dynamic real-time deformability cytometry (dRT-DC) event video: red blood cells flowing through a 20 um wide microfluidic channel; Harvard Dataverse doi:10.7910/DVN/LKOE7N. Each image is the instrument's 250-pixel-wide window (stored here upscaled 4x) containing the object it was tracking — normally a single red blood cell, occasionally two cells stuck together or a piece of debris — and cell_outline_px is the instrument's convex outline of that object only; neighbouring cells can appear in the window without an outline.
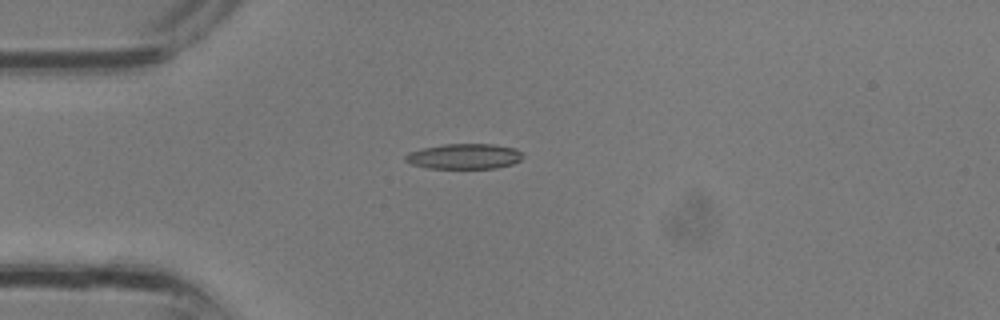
{"species": "common noctule bat (a hibernating species)", "species_latin": "Nyctalus noctula", "temperature_condition": "room temperature", "stored_images_in_passage": 25, "camera_frame_rate_fps": 3000, "um_per_image_px": 0.085, "animal": {"sex": "male", "body_mass_g": 13.3}, "frame": {"image": 1, "passage_image": 1, "time_ms": 0.0, "image_size_px": [1000, 320], "cell_outline_px": [[520, 160], [512, 164], [496, 168], [428, 168], [412, 164], [404, 160], [404, 156], [408, 152], [424, 148], [444, 144], [492, 144], [516, 148], [520, 152]], "centroid_in_image_um": [39.43, 13.29], "position_along_channel_um": 45.6, "area_um2": 17.17}}
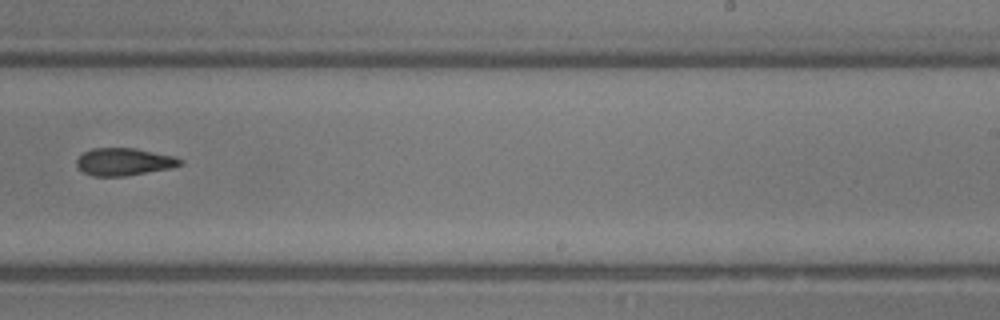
{"frame": {"image": 2, "passage_image": 13, "time_ms": 4.0, "image_size_px": [1000, 320], "cell_outline_px": [[184, 164], [172, 168], [124, 176], [92, 176], [76, 168], [76, 160], [84, 152], [92, 148], [136, 148], [176, 156], [184, 160]], "centroid_in_image_um": [10.58, 13.75], "position_along_channel_um": 278.4, "area_um2": 16.82}}
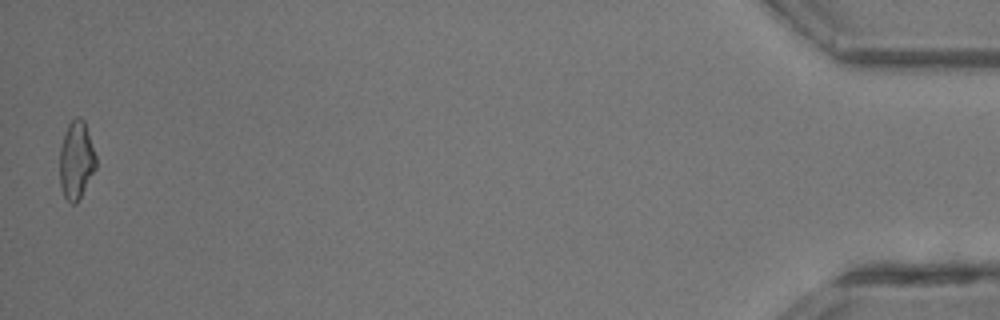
{"frame": {"image": 3, "passage_image": 25, "time_ms": 8.0, "image_size_px": [1000, 320], "cell_outline_px": [[96, 168], [76, 204], [72, 204], [64, 196], [60, 184], [60, 148], [68, 124], [76, 116], [80, 116], [84, 120], [96, 156]], "centroid_in_image_um": [6.49, 13.6], "position_along_channel_um": 428.7, "area_um2": 16.3}}